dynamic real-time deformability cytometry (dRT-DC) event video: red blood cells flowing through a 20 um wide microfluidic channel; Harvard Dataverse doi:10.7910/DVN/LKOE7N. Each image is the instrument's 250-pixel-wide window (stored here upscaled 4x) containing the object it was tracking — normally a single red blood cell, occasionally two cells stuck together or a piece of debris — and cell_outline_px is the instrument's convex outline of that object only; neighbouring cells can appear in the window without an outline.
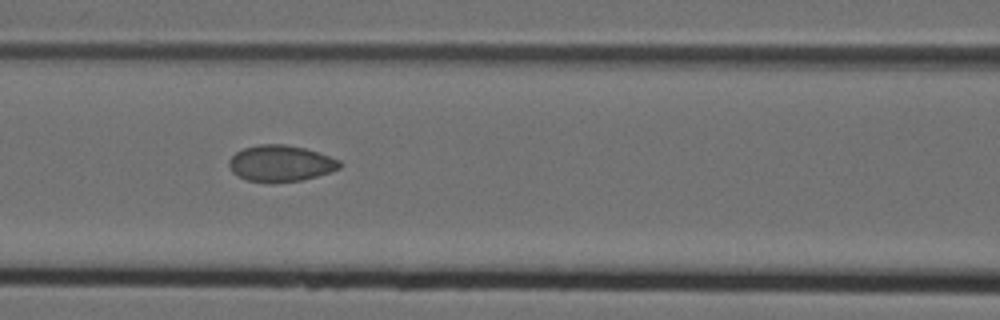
{"species": "Egyptian fruit bat (a non-hibernating species)", "species_latin": "Rousettus aegyptiacus", "temperature_condition": "cold", "stored_images_in_passage": 7, "camera_frame_rate_fps": 3000, "um_per_image_px": 0.085, "animal": {"sex": "female"}, "frame": {"image": 1, "passage_image": 6, "time_ms": 1.667, "image_size_px": [1000, 320], "cell_outline_px": [[340, 168], [316, 176], [300, 180], [272, 184], [268, 184], [248, 180], [236, 176], [232, 172], [228, 164], [228, 160], [236, 152], [244, 148], [260, 144], [284, 144], [304, 148], [340, 160]], "centroid_in_image_um": [23.79, 13.91], "position_along_channel_um": 142.8, "area_um2": 23.47}}